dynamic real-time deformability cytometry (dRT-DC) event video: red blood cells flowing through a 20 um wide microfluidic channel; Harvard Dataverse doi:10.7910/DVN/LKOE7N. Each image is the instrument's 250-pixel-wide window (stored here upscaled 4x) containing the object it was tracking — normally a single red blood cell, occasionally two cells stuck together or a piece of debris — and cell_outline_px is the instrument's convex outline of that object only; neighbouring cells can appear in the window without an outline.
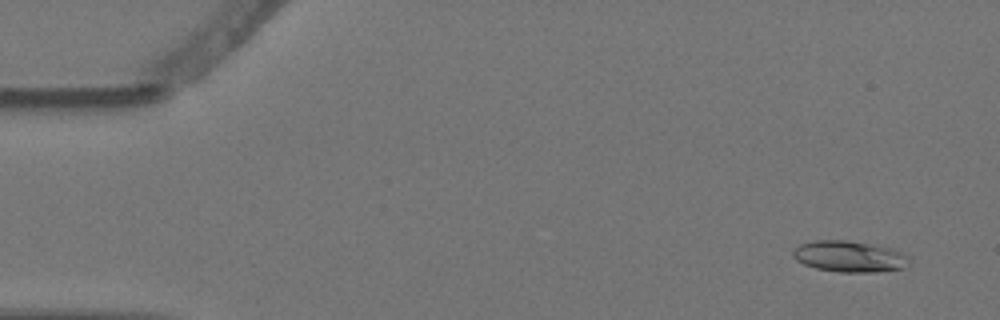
{"species": "Egyptian fruit bat (a non-hibernating species)", "species_latin": "Rousettus aegyptiacus", "temperature_condition": "warm", "stored_images_in_passage": 5, "camera_frame_rate_fps": 3000, "um_per_image_px": 0.085, "animal": {"sex": "female"}, "frame": {"image": 1, "passage_image": 1, "time_ms": 0.0, "image_size_px": [1000, 320], "cell_outline_px": [[912, 260], [904, 268], [880, 272], [840, 272], [816, 268], [804, 264], [796, 260], [792, 256], [792, 252], [800, 244], [816, 240], [848, 240], [896, 248], [908, 256]], "centroid_in_image_um": [72.26, 21.8], "position_along_channel_um": 12.7, "area_um2": 21.44}}
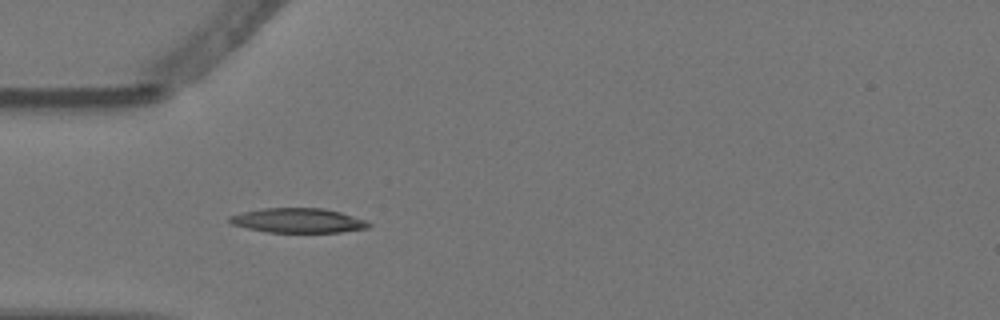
{"frame": {"image": 2, "passage_image": 4, "time_ms": 1.0, "image_size_px": [1000, 320], "cell_outline_px": [[372, 224], [368, 228], [340, 232], [268, 232], [248, 228], [232, 224], [228, 220], [228, 216], [240, 212], [264, 208], [324, 208], [340, 212], [368, 220]], "centroid_in_image_um": [25.35, 18.73], "position_along_channel_um": 59.6, "area_um2": 20.0}}